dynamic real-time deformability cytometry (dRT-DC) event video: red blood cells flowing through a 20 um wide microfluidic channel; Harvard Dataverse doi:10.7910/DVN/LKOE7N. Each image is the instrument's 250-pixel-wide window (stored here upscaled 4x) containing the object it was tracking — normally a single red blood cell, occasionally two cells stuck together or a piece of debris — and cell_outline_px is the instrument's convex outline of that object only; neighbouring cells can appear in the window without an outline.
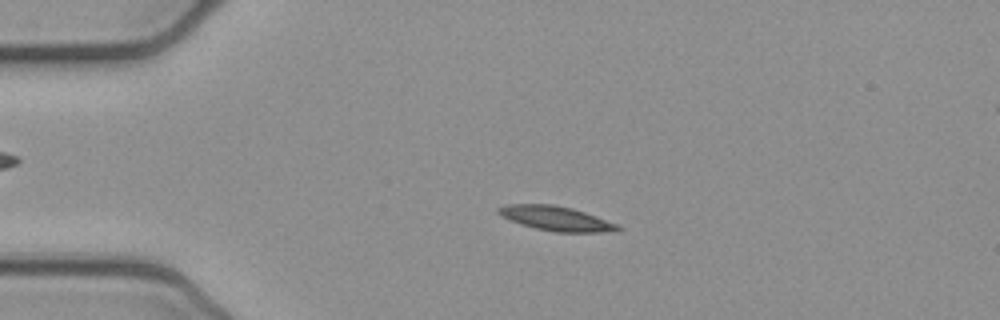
{"species": "common noctule bat (a hibernating species)", "species_latin": "Nyctalus noctula", "temperature_condition": "cold", "stored_images_in_passage": 53, "camera_frame_rate_fps": 3000, "um_per_image_px": 0.085, "animal": {"sex": "female", "body_mass_g": 21.9}, "frame": {"image": 1, "passage_image": 12, "time_ms": 3.667, "image_size_px": [1000, 320], "cell_outline_px": [[624, 228], [616, 232], [556, 232], [536, 228], [520, 224], [500, 216], [496, 212], [496, 208], [504, 204], [552, 204], [572, 208], [596, 216], [616, 224]], "centroid_in_image_um": [47.24, 18.56], "position_along_channel_um": 37.8, "area_um2": 17.17}}
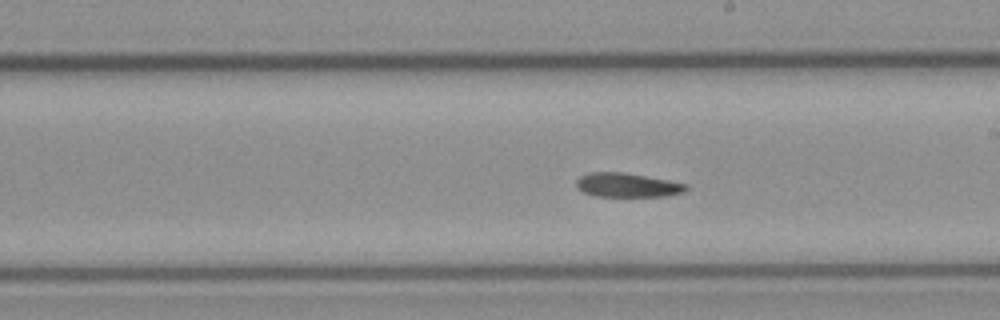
{"frame": {"image": 2, "passage_image": 30, "time_ms": 9.667, "image_size_px": [1000, 320], "cell_outline_px": [[688, 188], [684, 192], [668, 196], [596, 196], [584, 192], [576, 188], [576, 180], [580, 176], [588, 172], [624, 172], [668, 180], [688, 184]], "centroid_in_image_um": [53.31, 15.73], "position_along_channel_um": 235.7, "area_um2": 15.49}}
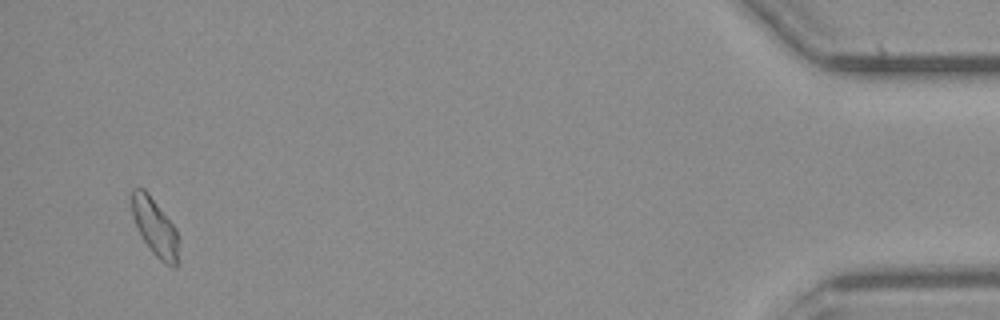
{"frame": {"image": 3, "passage_image": 51, "time_ms": 16.667, "image_size_px": [1000, 320], "cell_outline_px": [[176, 268], [172, 268], [164, 264], [152, 252], [140, 236], [132, 216], [132, 188], [144, 188], [148, 192], [176, 228]], "centroid_in_image_um": [13.13, 19.29], "position_along_channel_um": 422.1, "area_um2": 15.43}, "authors_computed_cell_mechanics": {"area_um2": 16.0106, "velocity_mm_per_s": 3.8569, "shape_relaxation_time_tau1_ms": null, "shape_relaxation_time_tau2_ms": 7.487, "deformation_change_tau1": null, "deformation_change_tau2": 0.1347}}